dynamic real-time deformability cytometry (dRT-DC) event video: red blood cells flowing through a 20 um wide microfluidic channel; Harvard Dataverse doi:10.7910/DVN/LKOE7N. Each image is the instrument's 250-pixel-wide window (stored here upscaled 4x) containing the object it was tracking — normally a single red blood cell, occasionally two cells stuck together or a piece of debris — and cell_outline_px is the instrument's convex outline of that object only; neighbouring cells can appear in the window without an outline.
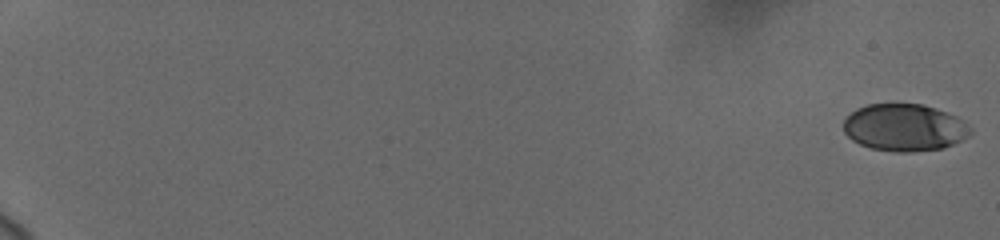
{"species": "human", "species_latin": "Homo sapiens", "temperature_condition": "cold", "stored_images_in_passage": 59, "camera_frame_rate_fps": 3000, "um_per_image_px": 0.085, "donor": {"sex": "female"}, "frame": {"image": 1, "passage_image": 1, "time_ms": 0.0, "image_size_px": [1000, 240], "cell_outline_px": [[972, 132], [968, 136], [944, 148], [912, 152], [896, 152], [872, 148], [860, 144], [852, 140], [844, 132], [844, 120], [856, 108], [868, 104], [924, 104], [936, 108], [956, 116], [972, 128]], "centroid_in_image_um": [76.88, 10.84], "position_along_channel_um": 8.1, "area_um2": 34.85}}
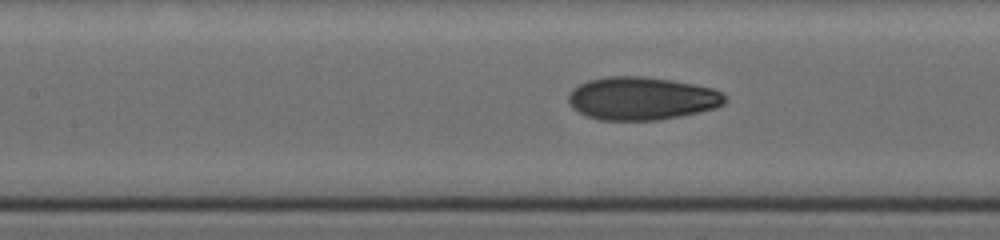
{"frame": {"image": 2, "passage_image": 31, "time_ms": 10.0, "image_size_px": [1000, 240], "cell_outline_px": [[728, 100], [724, 104], [716, 108], [700, 112], [680, 116], [656, 120], [600, 120], [588, 116], [572, 108], [568, 104], [568, 92], [572, 88], [588, 80], [608, 76], [640, 76], [672, 80], [712, 88], [720, 92]], "centroid_in_image_um": [54.52, 8.37], "position_along_channel_um": 152.9, "area_um2": 39.3}}
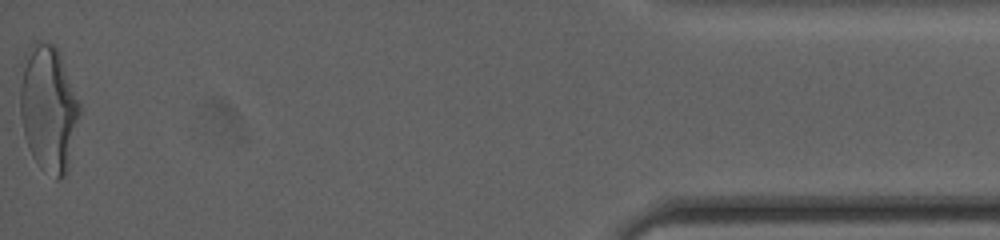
{"frame": {"image": 3, "passage_image": 59, "time_ms": 19.333, "image_size_px": [1000, 240], "cell_outline_px": [[80, 112], [68, 172], [64, 176], [56, 180], [40, 168], [32, 156], [24, 136], [20, 116], [20, 88], [28, 48], [36, 40], [40, 40], [52, 44], [60, 52], [80, 100]], "centroid_in_image_um": [4.15, 9.25], "position_along_channel_um": 431.1, "area_um2": 44.16}, "authors_computed_cell_mechanics": {"area_um2": 37.4544, "velocity_mm_per_s": 3.7364, "shape_relaxation_time_tau1_ms": 4.9942, "shape_relaxation_time_tau2_ms": 1.239, "deformation_change_tau1": 0.1788, "deformation_change_tau2": 0.0696}}